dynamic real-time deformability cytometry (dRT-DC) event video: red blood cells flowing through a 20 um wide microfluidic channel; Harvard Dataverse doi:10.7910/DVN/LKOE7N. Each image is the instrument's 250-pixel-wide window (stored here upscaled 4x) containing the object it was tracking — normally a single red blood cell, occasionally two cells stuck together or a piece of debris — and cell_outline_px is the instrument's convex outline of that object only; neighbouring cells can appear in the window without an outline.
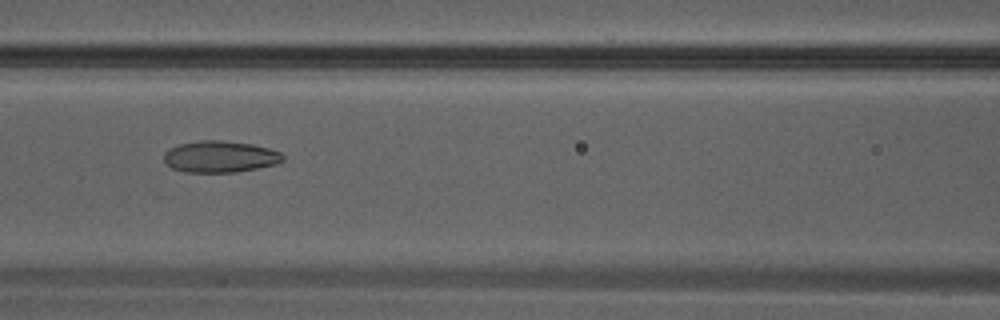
{"species": "Egyptian fruit bat (a non-hibernating species)", "species_latin": "Rousettus aegyptiacus", "temperature_condition": "warm", "stored_images_in_passage": 35, "camera_frame_rate_fps": 3000, "um_per_image_px": 0.085, "animal": {"sex": "male"}, "frame": {"image": 1, "passage_image": 16, "time_ms": 5.0, "image_size_px": [1000, 320], "cell_outline_px": [[284, 160], [276, 164], [236, 172], [184, 172], [172, 168], [164, 160], [164, 152], [180, 144], [200, 140], [220, 140], [252, 144], [268, 148], [280, 152], [284, 156]], "centroid_in_image_um": [18.71, 13.32], "position_along_channel_um": 147.9, "area_um2": 21.73}}
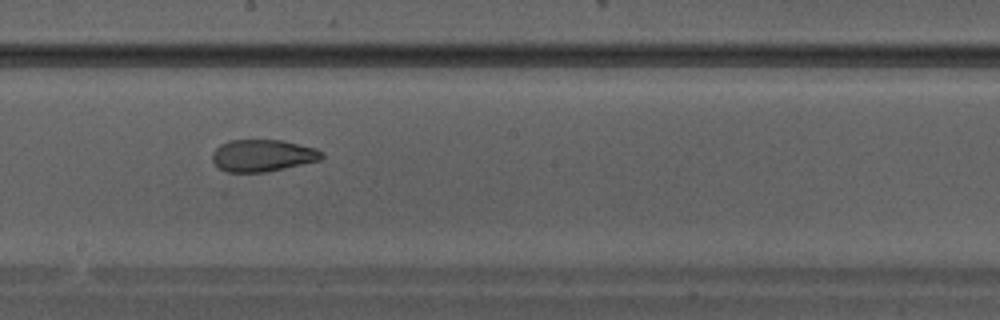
{"frame": {"image": 2, "passage_image": 20, "time_ms": 6.333, "image_size_px": [1000, 320], "cell_outline_px": [[324, 156], [320, 160], [284, 168], [264, 172], [228, 172], [220, 168], [212, 160], [212, 152], [220, 144], [228, 140], [284, 140], [316, 148], [324, 152]], "centroid_in_image_um": [22.33, 13.2], "position_along_channel_um": 225.9, "area_um2": 20.46}}